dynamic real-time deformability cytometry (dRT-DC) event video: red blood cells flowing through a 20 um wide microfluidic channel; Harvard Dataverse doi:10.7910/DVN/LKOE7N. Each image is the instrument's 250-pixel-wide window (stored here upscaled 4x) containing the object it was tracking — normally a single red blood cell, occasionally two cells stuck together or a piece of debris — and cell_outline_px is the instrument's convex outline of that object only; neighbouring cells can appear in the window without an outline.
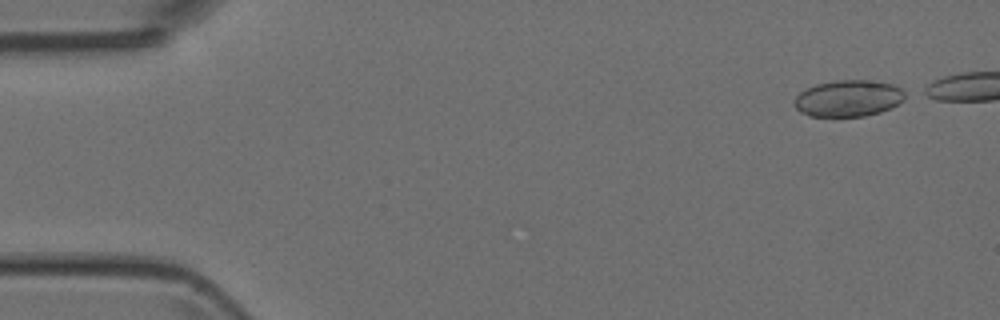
{"species": "Egyptian fruit bat (a non-hibernating species)", "species_latin": "Rousettus aegyptiacus", "temperature_condition": "room temperature", "stored_images_in_passage": 39, "camera_frame_rate_fps": 3000, "um_per_image_px": 0.085, "animal": {"sex": "female"}, "frame": {"image": 1, "passage_image": 1, "time_ms": 0.0, "image_size_px": [1000, 320], "cell_outline_px": [[908, 92], [904, 100], [892, 108], [880, 112], [864, 116], [808, 116], [800, 112], [792, 104], [796, 96], [800, 92], [816, 84], [832, 80], [876, 80], [892, 84]], "centroid_in_image_um": [72.13, 8.35], "position_along_channel_um": 12.9, "area_um2": 23.93}}
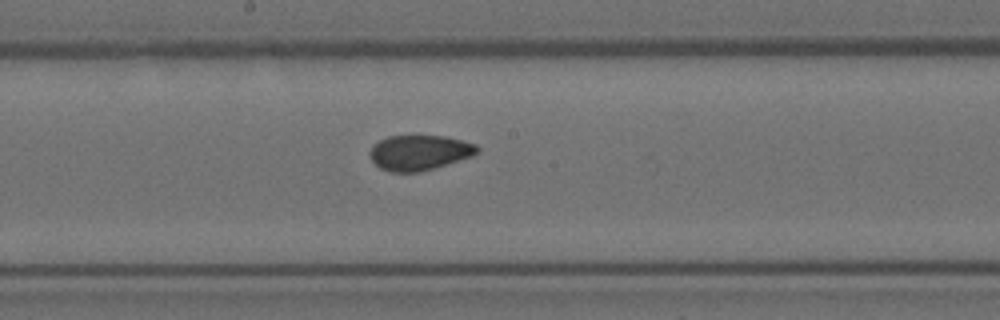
{"frame": {"image": 2, "passage_image": 24, "time_ms": 7.667, "image_size_px": [1000, 320], "cell_outline_px": [[480, 148], [472, 156], [420, 172], [388, 172], [380, 168], [372, 160], [368, 152], [372, 144], [388, 136], [444, 136], [476, 144]], "centroid_in_image_um": [35.6, 12.97], "position_along_channel_um": 212.6, "area_um2": 21.91}}
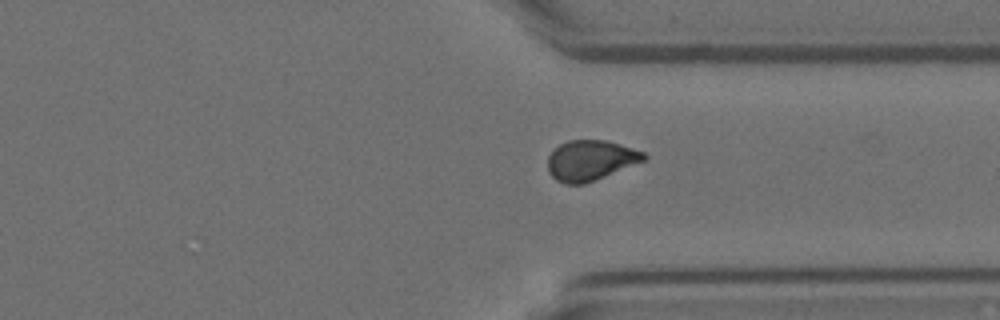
{"frame": {"image": 3, "passage_image": 35, "time_ms": 11.333, "image_size_px": [1000, 320], "cell_outline_px": [[648, 156], [644, 160], [584, 184], [564, 184], [556, 180], [548, 172], [548, 156], [560, 144], [568, 140], [604, 140], [620, 144], [644, 152]], "centroid_in_image_um": [50.16, 13.62], "position_along_channel_um": 361.2, "area_um2": 22.25}}